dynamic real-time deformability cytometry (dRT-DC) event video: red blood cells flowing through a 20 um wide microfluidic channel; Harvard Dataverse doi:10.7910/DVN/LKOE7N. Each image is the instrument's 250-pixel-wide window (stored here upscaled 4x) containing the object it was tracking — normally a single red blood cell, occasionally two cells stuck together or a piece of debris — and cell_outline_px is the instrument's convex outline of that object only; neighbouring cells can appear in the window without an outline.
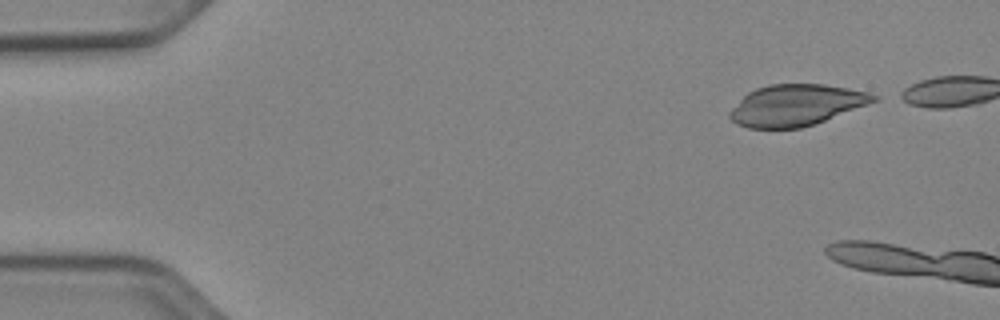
{"species": "Egyptian fruit bat (a non-hibernating species)", "species_latin": "Rousettus aegyptiacus", "temperature_condition": "cold", "stored_images_in_passage": 4, "camera_frame_rate_fps": 3000, "um_per_image_px": 0.085, "animal": {"sex": "female"}, "frame": {"image": 1, "passage_image": 1, "time_ms": 0.0, "image_size_px": [1000, 320], "cell_outline_px": [[880, 100], [816, 124], [800, 128], [748, 128], [736, 124], [728, 116], [728, 112], [748, 92], [756, 88], [768, 84], [824, 84], [868, 92], [880, 96]], "centroid_in_image_um": [67.7, 8.94], "position_along_channel_um": 17.3, "area_um2": 34.8}}